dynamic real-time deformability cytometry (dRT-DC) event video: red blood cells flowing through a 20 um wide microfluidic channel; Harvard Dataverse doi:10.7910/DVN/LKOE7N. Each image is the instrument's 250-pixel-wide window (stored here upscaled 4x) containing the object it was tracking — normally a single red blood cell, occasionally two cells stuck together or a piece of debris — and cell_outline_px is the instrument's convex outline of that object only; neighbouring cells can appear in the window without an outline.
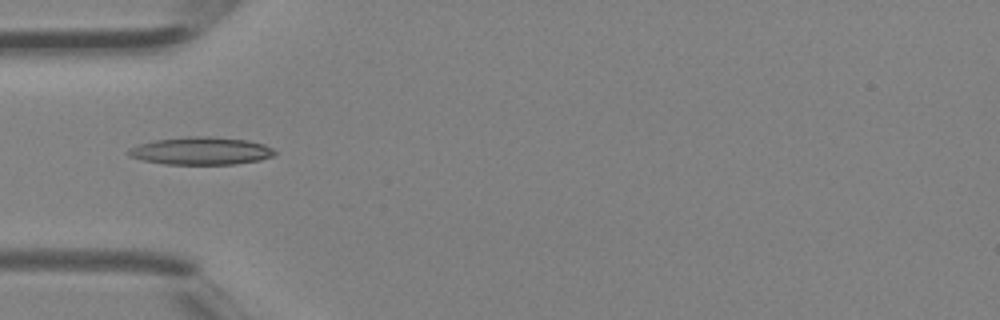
{"species": "Egyptian fruit bat (a non-hibernating species)", "species_latin": "Rousettus aegyptiacus", "temperature_condition": "room temperature", "stored_images_in_passage": 3, "camera_frame_rate_fps": 3000, "um_per_image_px": 0.085, "animal": {"sex": "female"}, "frame": {"image": 1, "passage_image": 3, "time_ms": 0.667, "image_size_px": [1000, 320], "cell_outline_px": [[276, 152], [272, 156], [260, 160], [236, 164], [164, 164], [144, 160], [128, 156], [124, 152], [128, 148], [140, 144], [156, 140], [188, 136], [208, 136], [248, 140], [264, 144], [272, 148]], "centroid_in_image_um": [17.06, 12.82], "position_along_channel_um": 67.9, "area_um2": 23.64}}